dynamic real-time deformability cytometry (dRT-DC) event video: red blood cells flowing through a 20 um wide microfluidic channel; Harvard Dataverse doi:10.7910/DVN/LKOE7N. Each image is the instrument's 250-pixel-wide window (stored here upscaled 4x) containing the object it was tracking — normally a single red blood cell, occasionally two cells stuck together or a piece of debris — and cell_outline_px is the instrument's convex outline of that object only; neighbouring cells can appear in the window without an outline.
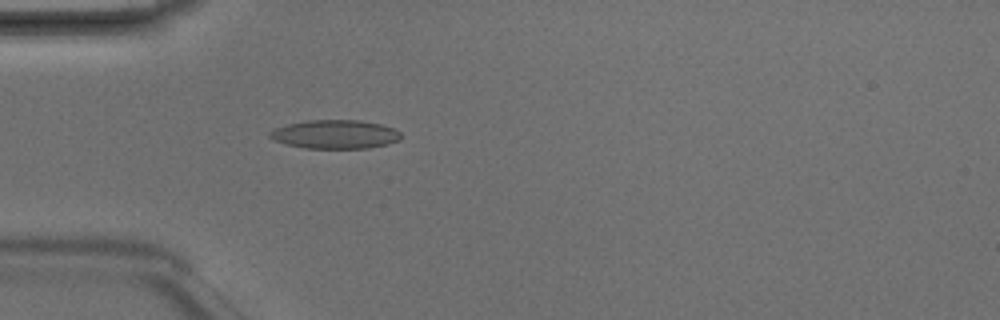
{"species": "Egyptian fruit bat (a non-hibernating species)", "species_latin": "Rousettus aegyptiacus", "temperature_condition": "room temperature", "stored_images_in_passage": 4, "camera_frame_rate_fps": 3000, "um_per_image_px": 0.085, "animal": {"sex": "male"}, "frame": {"image": 1, "passage_image": 4, "time_ms": 1.0, "image_size_px": [1000, 320], "cell_outline_px": [[400, 140], [388, 144], [368, 148], [304, 148], [272, 140], [268, 136], [268, 132], [276, 128], [288, 124], [308, 120], [360, 120], [380, 124], [396, 128], [400, 132]], "centroid_in_image_um": [28.5, 11.41], "position_along_channel_um": 56.5, "area_um2": 22.02}}